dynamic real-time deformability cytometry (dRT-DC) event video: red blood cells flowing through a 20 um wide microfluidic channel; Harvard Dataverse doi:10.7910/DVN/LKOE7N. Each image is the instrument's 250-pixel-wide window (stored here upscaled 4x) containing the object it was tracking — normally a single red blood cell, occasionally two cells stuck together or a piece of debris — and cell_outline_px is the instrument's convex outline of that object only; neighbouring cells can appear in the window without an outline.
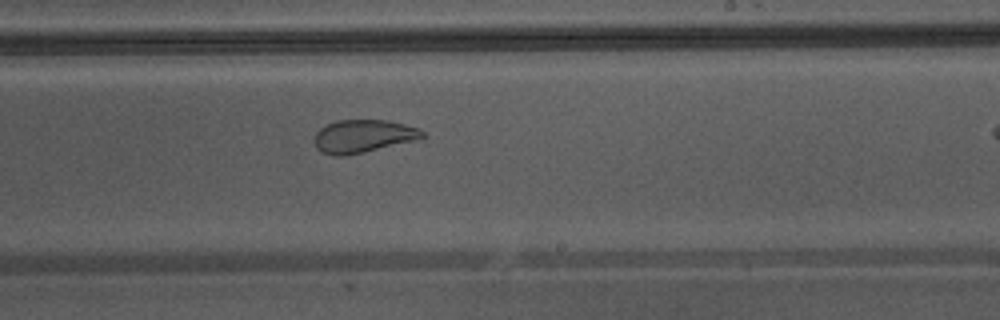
{"species": "Egyptian fruit bat (a non-hibernating species)", "species_latin": "Rousettus aegyptiacus", "temperature_condition": "warm", "stored_images_in_passage": 25, "camera_frame_rate_fps": 3000, "um_per_image_px": 0.085, "animal": {"sex": "male"}, "frame": {"image": 1, "passage_image": 15, "time_ms": 4.667, "image_size_px": [1000, 320], "cell_outline_px": [[428, 136], [416, 140], [360, 152], [340, 156], [336, 156], [324, 152], [316, 148], [312, 140], [316, 132], [320, 128], [336, 120], [388, 120], [420, 128]], "centroid_in_image_um": [30.87, 11.55], "position_along_channel_um": 258.1, "area_um2": 20.58}}